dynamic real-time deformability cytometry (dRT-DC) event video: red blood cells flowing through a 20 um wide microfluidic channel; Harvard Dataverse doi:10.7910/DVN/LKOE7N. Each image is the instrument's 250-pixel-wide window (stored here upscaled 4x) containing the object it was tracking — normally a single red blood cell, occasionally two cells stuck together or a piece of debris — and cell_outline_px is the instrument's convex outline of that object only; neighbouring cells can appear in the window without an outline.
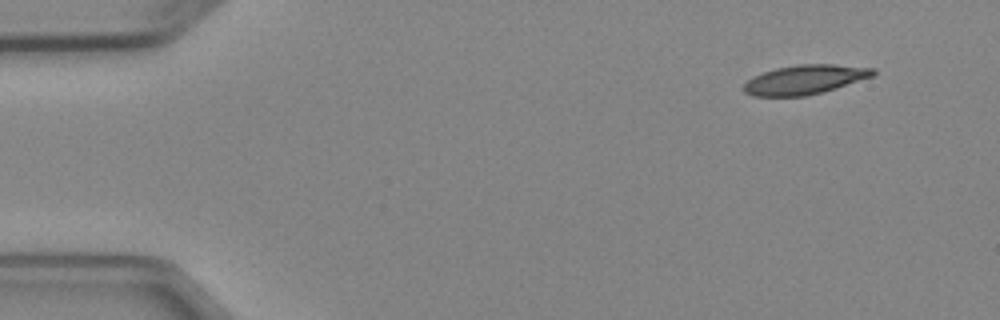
{"species": "Egyptian fruit bat (a non-hibernating species)", "species_latin": "Rousettus aegyptiacus", "temperature_condition": "cold", "stored_images_in_passage": 5, "camera_frame_rate_fps": 3000, "um_per_image_px": 0.085, "animal": {"sex": "female"}, "frame": {"image": 1, "passage_image": 1, "time_ms": 0.0, "image_size_px": [1000, 320], "cell_outline_px": [[876, 72], [872, 76], [836, 88], [804, 96], [752, 96], [744, 92], [744, 84], [752, 76], [776, 68], [796, 64], [836, 64], [876, 68]], "centroid_in_image_um": [68.4, 6.75], "position_along_channel_um": 16.6, "area_um2": 22.02}}